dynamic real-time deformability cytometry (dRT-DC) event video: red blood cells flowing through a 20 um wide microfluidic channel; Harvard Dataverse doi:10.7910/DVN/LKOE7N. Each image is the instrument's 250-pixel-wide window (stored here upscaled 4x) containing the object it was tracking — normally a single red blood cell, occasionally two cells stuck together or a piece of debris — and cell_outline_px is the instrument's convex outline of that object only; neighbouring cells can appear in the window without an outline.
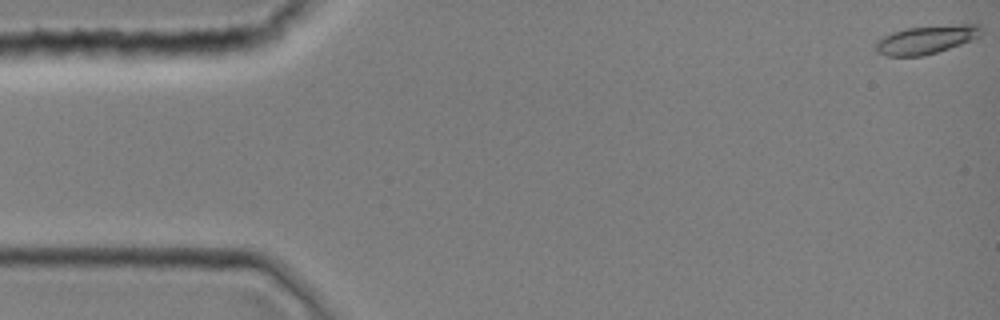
{"species": "common noctule bat (a hibernating species)", "species_latin": "Nyctalus noctula", "temperature_condition": "room temperature", "stored_images_in_passage": 43, "camera_frame_rate_fps": 3000, "um_per_image_px": 0.085, "animal": {"sex": "female", "body_mass_g": 19.0, "forearm_length_mm": 51.5}, "frame": {"image": 1, "passage_image": 1, "time_ms": 0.0, "image_size_px": [1000, 320], "cell_outline_px": [[980, 36], [960, 44], [936, 52], [920, 56], [884, 56], [876, 52], [876, 40], [892, 32], [904, 28], [960, 24], [980, 24]], "centroid_in_image_um": [78.67, 3.36], "position_along_channel_um": 6.3, "area_um2": 17.28}}
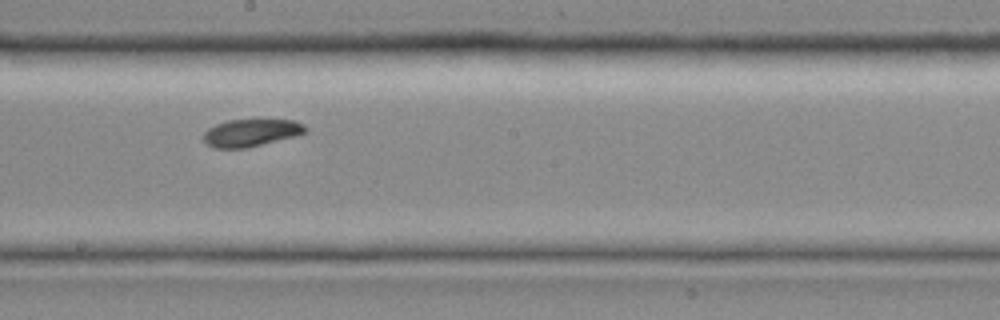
{"frame": {"image": 2, "passage_image": 25, "time_ms": 8.0, "image_size_px": [1000, 320], "cell_outline_px": [[308, 132], [296, 136], [248, 148], [212, 148], [200, 136], [208, 128], [216, 124], [228, 120], [296, 120], [304, 124], [308, 128]], "centroid_in_image_um": [21.36, 11.29], "position_along_channel_um": 226.8, "area_um2": 16.53}}
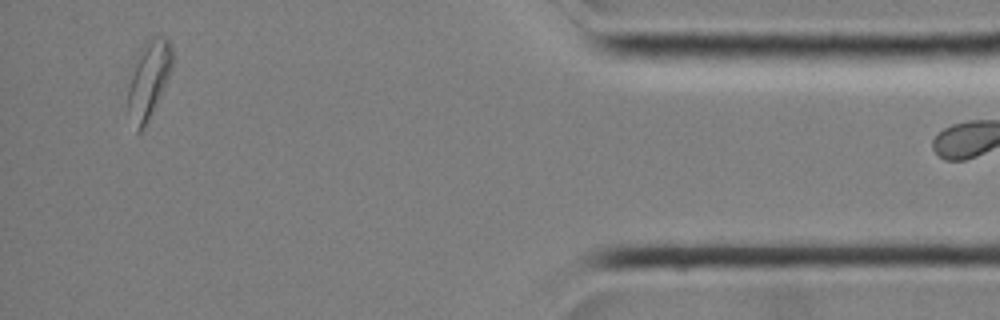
{"frame": {"image": 3, "passage_image": 42, "time_ms": 13.667, "image_size_px": [1000, 320], "cell_outline_px": [[172, 68], [156, 104], [144, 128], [140, 132], [136, 132], [128, 112], [128, 84], [132, 64], [140, 48], [148, 36], [168, 36], [172, 40]], "centroid_in_image_um": [12.63, 6.67], "position_along_channel_um": 422.6, "area_um2": 20.52}}